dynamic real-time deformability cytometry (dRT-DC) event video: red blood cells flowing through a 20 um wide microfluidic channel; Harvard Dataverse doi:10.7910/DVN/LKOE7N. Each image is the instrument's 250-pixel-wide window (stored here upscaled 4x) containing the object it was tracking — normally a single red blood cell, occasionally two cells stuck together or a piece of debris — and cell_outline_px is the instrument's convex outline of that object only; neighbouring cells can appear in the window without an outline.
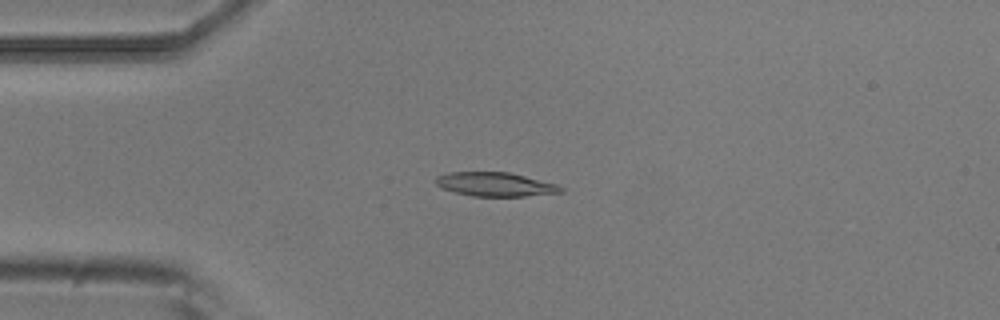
{"species": "common noctule bat (a hibernating species)", "species_latin": "Nyctalus noctula", "temperature_condition": "room temperature", "stored_images_in_passage": 8, "camera_frame_rate_fps": 3000, "um_per_image_px": 0.085, "animal": {"sex": "male", "body_mass_g": 20.5, "forearm_length_mm": 52.5}, "frame": {"image": 1, "passage_image": 4, "time_ms": 1.0, "image_size_px": [1000, 320], "cell_outline_px": [[564, 192], [524, 196], [472, 196], [440, 188], [436, 184], [436, 176], [448, 172], [508, 172], [556, 184], [564, 188]], "centroid_in_image_um": [42.07, 15.67], "position_along_channel_um": 42.9, "area_um2": 17.34}}
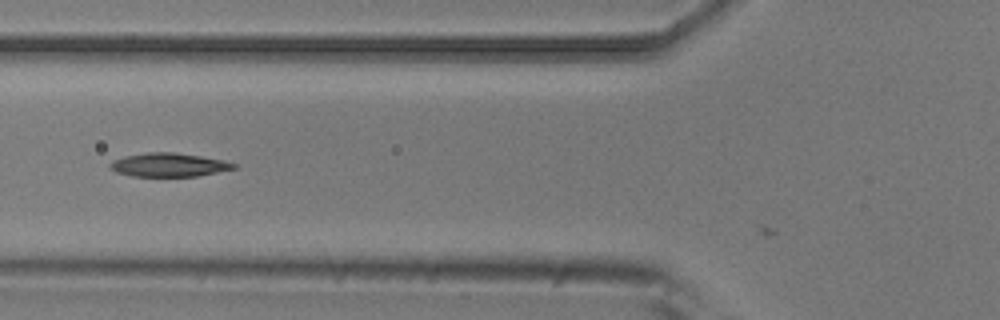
{"frame": {"image": 2, "passage_image": 6, "time_ms": 1.667, "image_size_px": [1000, 320], "cell_outline_px": [[240, 168], [196, 176], [132, 176], [116, 172], [108, 168], [108, 164], [124, 156], [144, 152], [176, 152], [224, 160], [236, 164]], "centroid_in_image_um": [14.36, 14.01], "position_along_channel_um": 111.4, "area_um2": 17.17}}
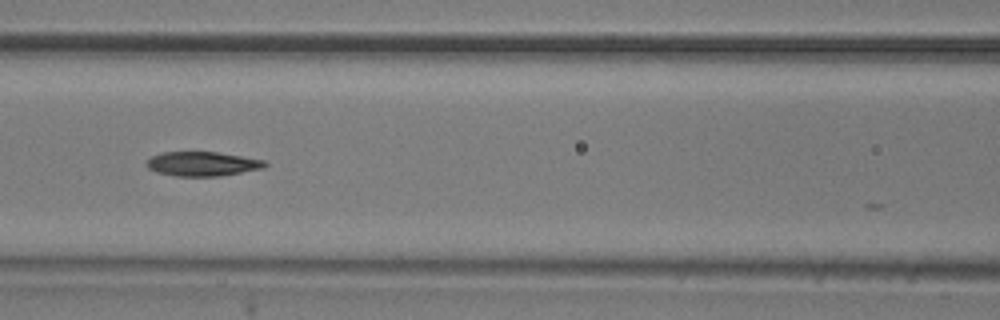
{"frame": {"image": 3, "passage_image": 7, "time_ms": 2.0, "image_size_px": [1000, 320], "cell_outline_px": [[268, 164], [264, 168], [220, 176], [176, 176], [156, 172], [148, 168], [148, 160], [152, 156], [160, 152], [216, 152], [264, 160]], "centroid_in_image_um": [17.21, 13.93], "position_along_channel_um": 149.4, "area_um2": 16.65}}